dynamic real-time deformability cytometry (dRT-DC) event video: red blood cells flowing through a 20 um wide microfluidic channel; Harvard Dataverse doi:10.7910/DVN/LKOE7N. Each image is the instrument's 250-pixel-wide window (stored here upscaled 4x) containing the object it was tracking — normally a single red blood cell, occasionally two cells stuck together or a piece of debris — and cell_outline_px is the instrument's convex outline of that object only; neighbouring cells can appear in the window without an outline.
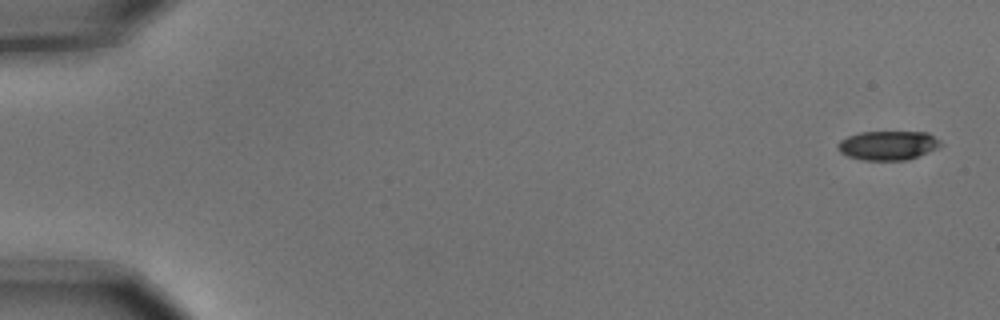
{"species": "common noctule bat (a hibernating species)", "species_latin": "Nyctalus noctula", "temperature_condition": "cold", "stored_images_in_passage": 5, "camera_frame_rate_fps": 3000, "um_per_image_px": 0.085, "animal": {"sex": "male", "body_mass_g": 15.6}, "frame": {"image": 1, "passage_image": 1, "time_ms": 0.0, "image_size_px": [1000, 320], "cell_outline_px": [[944, 144], [928, 152], [908, 160], [864, 160], [848, 156], [840, 152], [836, 148], [836, 144], [840, 140], [848, 136], [860, 132], [928, 132], [940, 140]], "centroid_in_image_um": [75.47, 12.35], "position_along_channel_um": 9.5, "area_um2": 17.57}}
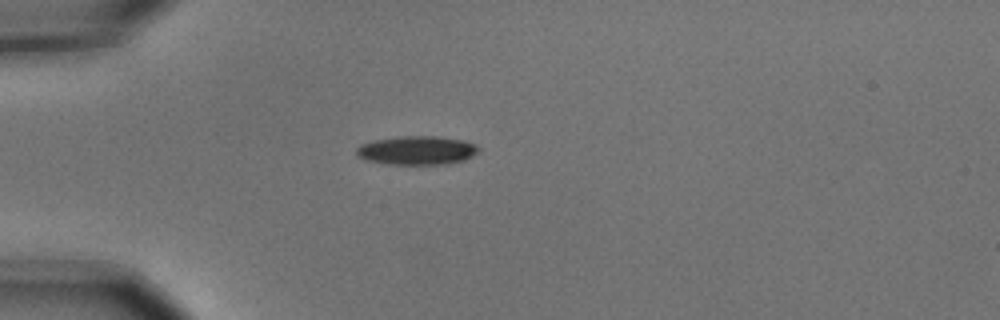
{"frame": {"image": 2, "passage_image": 5, "time_ms": 1.333, "image_size_px": [1000, 320], "cell_outline_px": [[480, 152], [464, 160], [448, 164], [388, 164], [364, 160], [356, 156], [356, 148], [360, 144], [376, 140], [396, 136], [436, 136], [464, 140], [476, 144], [480, 148]], "centroid_in_image_um": [35.44, 12.78], "position_along_channel_um": 49.6, "area_um2": 20.75}}